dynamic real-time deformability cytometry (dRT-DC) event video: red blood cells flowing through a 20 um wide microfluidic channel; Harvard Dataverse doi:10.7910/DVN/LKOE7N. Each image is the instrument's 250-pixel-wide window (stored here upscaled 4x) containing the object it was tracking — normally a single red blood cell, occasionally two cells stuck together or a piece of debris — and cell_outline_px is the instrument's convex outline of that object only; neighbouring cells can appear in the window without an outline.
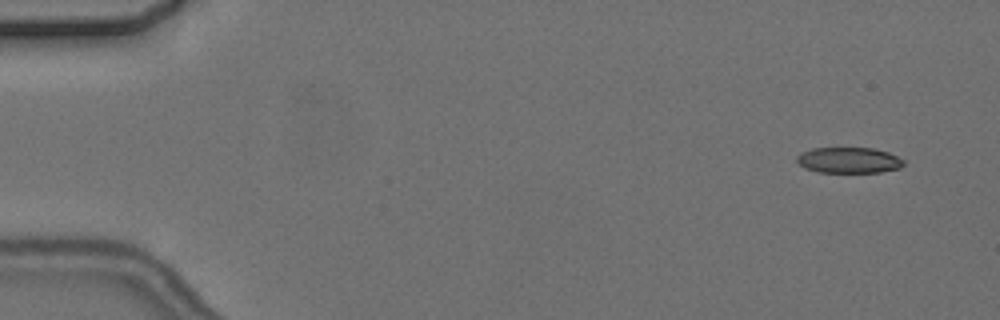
{"species": "common noctule bat (a hibernating species)", "species_latin": "Nyctalus noctula", "temperature_condition": "cold", "stored_images_in_passage": 8, "camera_frame_rate_fps": 3000, "um_per_image_px": 0.085, "animal": {"sex": "female", "body_mass_g": 24.6, "forearm_length_mm": 56.2}, "frame": {"image": 1, "passage_image": 2, "time_ms": 1.0, "image_size_px": [1000, 320], "cell_outline_px": [[904, 164], [900, 168], [880, 172], [816, 172], [804, 168], [796, 160], [796, 156], [800, 152], [812, 148], [872, 148], [888, 152], [904, 160]], "centroid_in_image_um": [72.12, 13.62], "position_along_channel_um": 12.9, "area_um2": 16.13}}
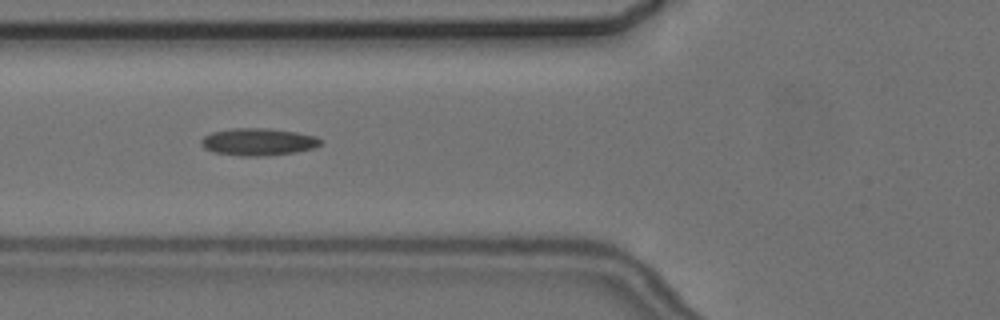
{"frame": {"image": 2, "passage_image": 7, "time_ms": 7.0, "image_size_px": [1000, 320], "cell_outline_px": [[324, 140], [320, 144], [312, 148], [296, 152], [268, 156], [240, 156], [212, 152], [204, 148], [200, 144], [200, 140], [204, 136], [212, 132], [232, 128], [268, 128], [296, 132], [316, 136]], "centroid_in_image_um": [21.93, 12.06], "position_along_channel_um": 103.9, "area_um2": 19.19}}
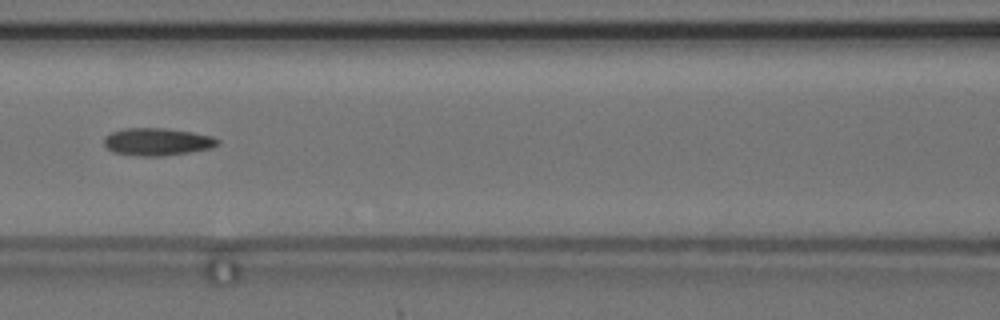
{"frame": {"image": 3, "passage_image": 8, "time_ms": 8.333, "image_size_px": [1000, 320], "cell_outline_px": [[220, 144], [208, 148], [188, 152], [160, 156], [136, 156], [112, 152], [104, 144], [104, 136], [112, 132], [124, 128], [168, 128], [192, 132], [212, 136], [220, 140]], "centroid_in_image_um": [13.34, 12.04], "position_along_channel_um": 153.3, "area_um2": 18.21}}